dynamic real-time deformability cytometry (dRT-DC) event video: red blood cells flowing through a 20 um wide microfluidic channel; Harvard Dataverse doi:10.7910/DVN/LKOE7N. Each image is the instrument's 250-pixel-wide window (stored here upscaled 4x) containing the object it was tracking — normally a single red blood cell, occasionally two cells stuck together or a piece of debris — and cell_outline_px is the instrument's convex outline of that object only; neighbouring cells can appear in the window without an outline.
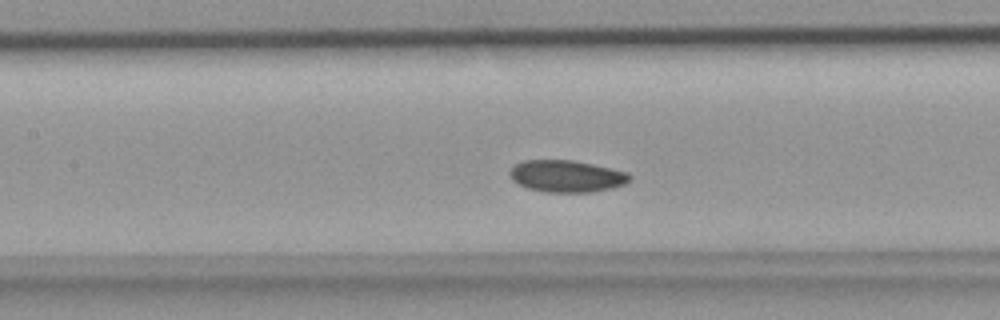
{"species": "common noctule bat (a hibernating species)", "species_latin": "Nyctalus noctula", "temperature_condition": "room temperature", "stored_images_in_passage": 38, "camera_frame_rate_fps": 3000, "um_per_image_px": 0.085, "animal": {"sex": "female", "body_mass_g": 18.4}, "frame": {"image": 1, "passage_image": 15, "time_ms": 4.667, "image_size_px": [1000, 320], "cell_outline_px": [[632, 180], [624, 184], [612, 188], [592, 192], [544, 192], [528, 188], [512, 180], [508, 172], [516, 164], [524, 160], [572, 160], [592, 164], [628, 172], [632, 176]], "centroid_in_image_um": [48.18, 14.98], "position_along_channel_um": 159.2, "area_um2": 22.31}}
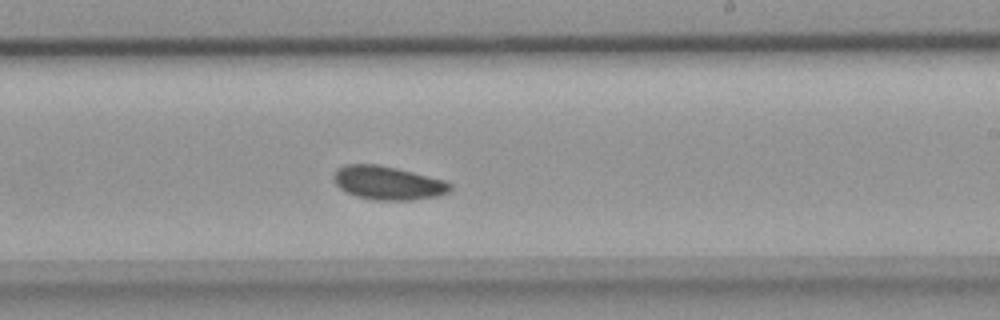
{"frame": {"image": 2, "passage_image": 21, "time_ms": 6.667, "image_size_px": [1000, 320], "cell_outline_px": [[452, 188], [448, 192], [440, 196], [412, 200], [372, 200], [356, 196], [340, 188], [336, 184], [332, 176], [336, 168], [344, 164], [376, 164], [396, 168], [444, 180], [452, 184]], "centroid_in_image_um": [32.96, 15.55], "position_along_channel_um": 256.0, "area_um2": 22.89}}
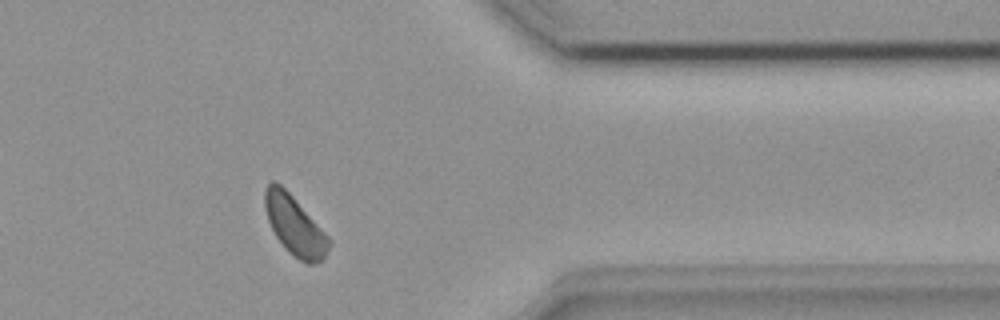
{"frame": {"image": 3, "passage_image": 30, "time_ms": 9.667, "image_size_px": [1000, 320], "cell_outline_px": [[332, 244], [324, 260], [316, 264], [304, 264], [288, 252], [284, 248], [276, 236], [268, 220], [264, 208], [264, 188], [272, 180], [280, 184], [292, 196], [332, 240]], "centroid_in_image_um": [25.07, 19.22], "position_along_channel_um": 386.3, "area_um2": 22.37}}